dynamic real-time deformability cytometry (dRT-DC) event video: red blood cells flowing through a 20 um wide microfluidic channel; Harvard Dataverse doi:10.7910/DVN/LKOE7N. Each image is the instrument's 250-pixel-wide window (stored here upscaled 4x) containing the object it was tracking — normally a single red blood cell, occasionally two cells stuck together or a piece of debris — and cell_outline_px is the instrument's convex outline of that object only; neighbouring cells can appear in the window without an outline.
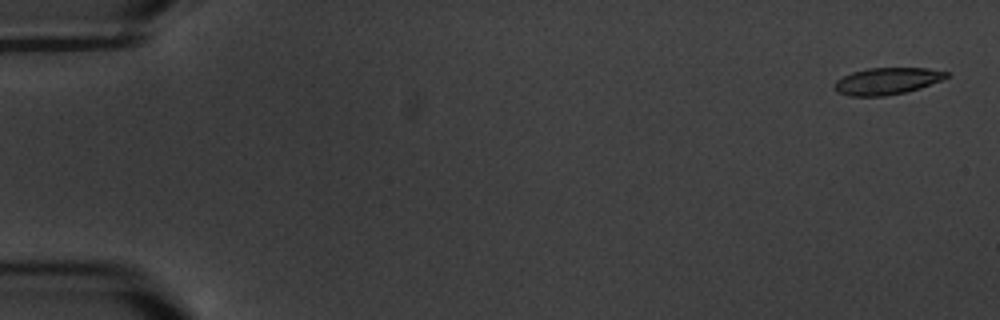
{"species": "common noctule bat (a hibernating species)", "species_latin": "Nyctalus noctula", "temperature_condition": "warm", "stored_images_in_passage": 5, "camera_frame_rate_fps": 3000, "um_per_image_px": 0.085, "animal": {"sex": "male", "body_mass_g": 20.1, "forearm_length_mm": 53.5}, "frame": {"image": 1, "passage_image": 1, "time_ms": 0.0, "image_size_px": [1000, 320], "cell_outline_px": [[948, 76], [940, 80], [920, 88], [904, 92], [884, 96], [852, 96], [836, 92], [832, 88], [836, 80], [852, 72], [868, 68], [928, 68], [948, 72]], "centroid_in_image_um": [75.35, 6.89], "position_along_channel_um": 9.7, "area_um2": 17.4}}
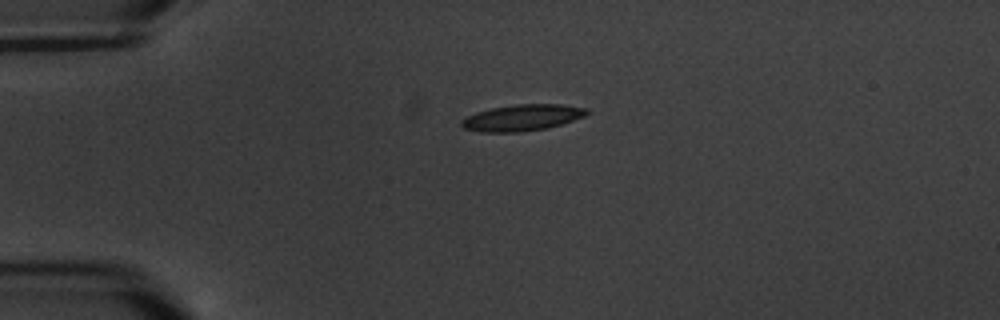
{"frame": {"image": 2, "passage_image": 4, "time_ms": 4.333, "image_size_px": [1000, 320], "cell_outline_px": [[588, 112], [584, 116], [548, 128], [516, 132], [480, 132], [464, 128], [460, 124], [460, 120], [476, 112], [492, 108], [516, 104], [560, 104], [588, 108]], "centroid_in_image_um": [44.36, 10.0], "position_along_channel_um": 40.6, "area_um2": 19.07}}